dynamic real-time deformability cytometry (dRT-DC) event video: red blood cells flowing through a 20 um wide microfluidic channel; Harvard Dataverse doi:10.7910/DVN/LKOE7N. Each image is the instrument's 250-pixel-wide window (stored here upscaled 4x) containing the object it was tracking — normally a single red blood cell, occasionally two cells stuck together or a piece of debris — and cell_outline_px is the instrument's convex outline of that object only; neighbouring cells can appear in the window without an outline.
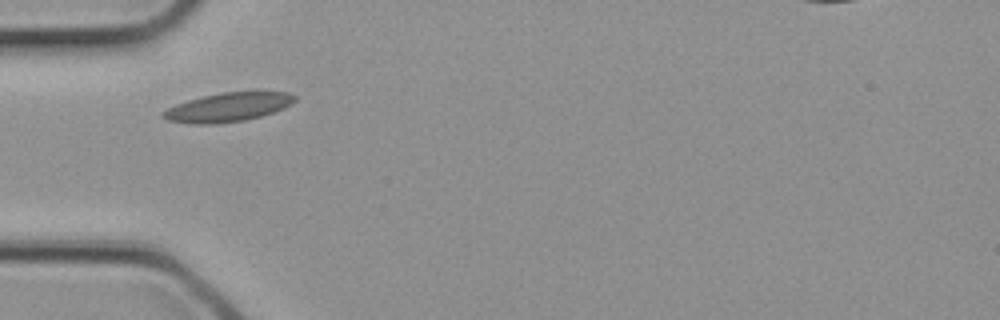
{"species": "common noctule bat (a hibernating species)", "species_latin": "Nyctalus noctula", "temperature_condition": "cold", "stored_images_in_passage": 14, "camera_frame_rate_fps": 3000, "um_per_image_px": 0.085, "animal": {"sex": "female", "body_mass_g": 21.9}, "frame": {"image": 1, "passage_image": 1, "time_ms": 0.0, "image_size_px": [1000, 320], "cell_outline_px": [[296, 100], [292, 104], [284, 108], [260, 116], [244, 120], [216, 124], [192, 124], [168, 120], [160, 116], [160, 112], [176, 104], [188, 100], [204, 96], [224, 92], [288, 92], [296, 96]], "centroid_in_image_um": [19.36, 9.12], "position_along_channel_um": 65.6, "area_um2": 22.08}}
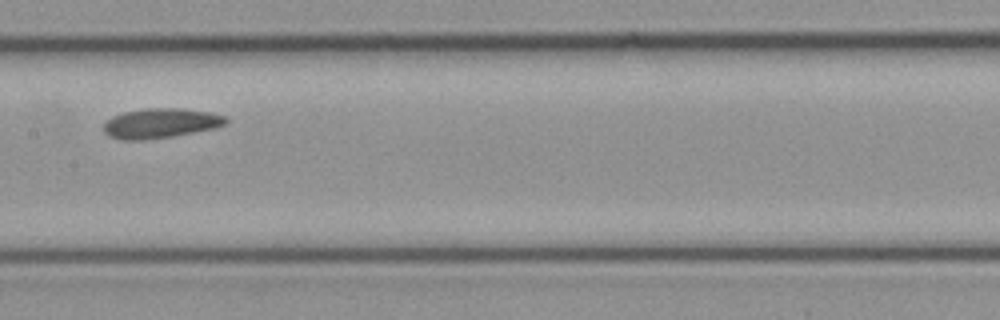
{"frame": {"image": 2, "passage_image": 7, "time_ms": 2.0, "image_size_px": [1000, 320], "cell_outline_px": [[228, 124], [216, 128], [172, 136], [144, 140], [120, 140], [108, 136], [104, 132], [104, 124], [112, 116], [124, 112], [148, 108], [184, 108], [212, 112], [224, 116], [228, 120]], "centroid_in_image_um": [13.67, 10.47], "position_along_channel_um": 193.7, "area_um2": 21.39}}
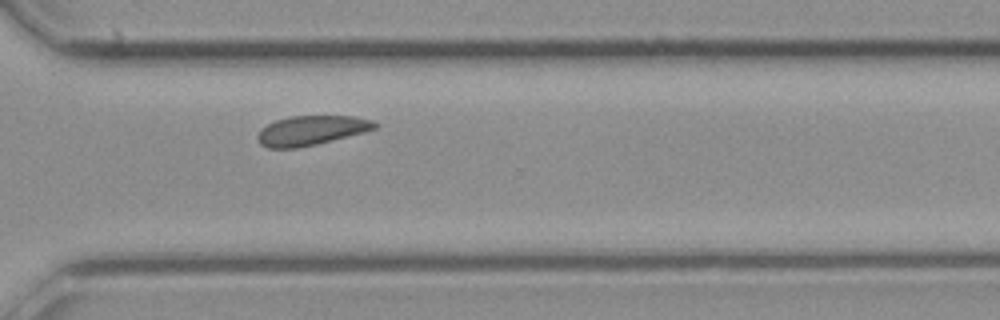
{"frame": {"image": 3, "passage_image": 14, "time_ms": 4.333, "image_size_px": [1000, 320], "cell_outline_px": [[380, 124], [376, 128], [364, 132], [316, 144], [296, 148], [268, 148], [260, 144], [256, 140], [256, 136], [260, 128], [276, 120], [292, 116], [352, 116], [372, 120]], "centroid_in_image_um": [26.43, 11.09], "position_along_channel_um": 344.2, "area_um2": 20.17}}